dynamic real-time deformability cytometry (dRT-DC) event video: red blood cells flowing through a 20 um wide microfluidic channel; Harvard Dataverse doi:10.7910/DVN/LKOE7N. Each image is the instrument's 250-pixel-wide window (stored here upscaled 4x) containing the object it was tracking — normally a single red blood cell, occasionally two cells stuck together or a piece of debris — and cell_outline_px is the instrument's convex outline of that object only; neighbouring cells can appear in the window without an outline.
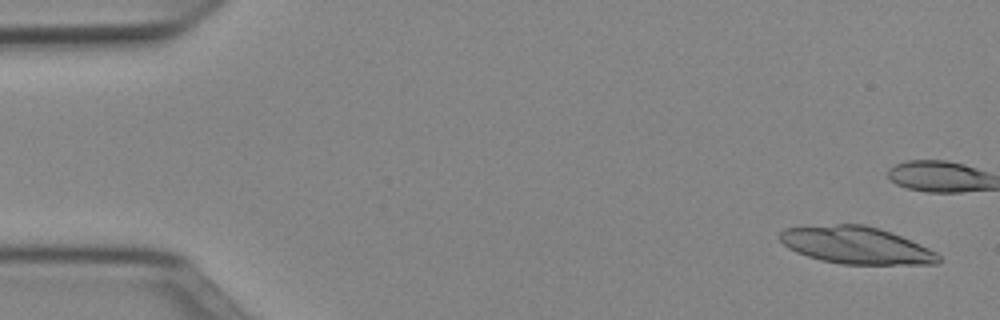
{"species": "Egyptian fruit bat (a non-hibernating species)", "species_latin": "Rousettus aegyptiacus", "temperature_condition": "cold", "stored_images_in_passage": 17, "camera_frame_rate_fps": 3000, "um_per_image_px": 0.085, "animal": {"sex": "female"}, "frame": {"image": 1, "passage_image": 1, "time_ms": 0.0, "image_size_px": [1000, 320], "cell_outline_px": [[940, 264], [840, 264], [820, 260], [796, 252], [788, 248], [776, 236], [784, 228], [836, 224], [864, 224], [880, 228], [920, 244], [936, 252], [940, 256]], "centroid_in_image_um": [72.76, 20.85], "position_along_channel_um": 12.2, "area_um2": 34.45}}